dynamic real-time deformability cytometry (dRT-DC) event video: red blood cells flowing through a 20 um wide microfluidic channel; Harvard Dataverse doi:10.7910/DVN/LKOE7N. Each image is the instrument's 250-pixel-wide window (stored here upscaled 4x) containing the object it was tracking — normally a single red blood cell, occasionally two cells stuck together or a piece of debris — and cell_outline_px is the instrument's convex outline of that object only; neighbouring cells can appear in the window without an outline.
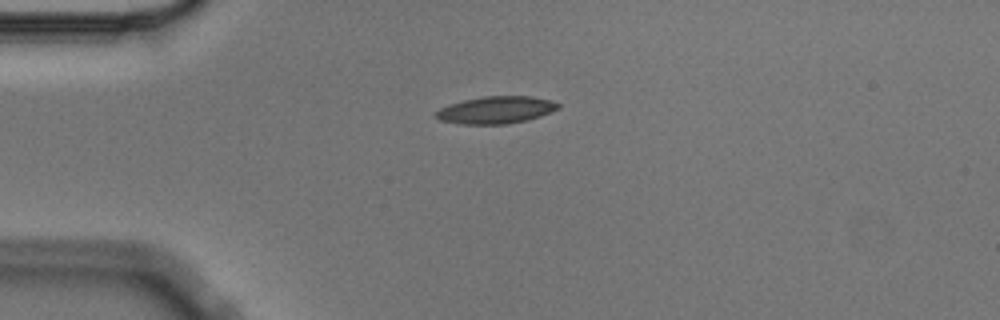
{"species": "Egyptian fruit bat (a non-hibernating species)", "species_latin": "Rousettus aegyptiacus", "temperature_condition": "cold", "stored_images_in_passage": 3, "camera_frame_rate_fps": 3000, "um_per_image_px": 0.085, "animal": {"sex": "male"}, "frame": {"image": 1, "passage_image": 1, "time_ms": 0.0, "image_size_px": [1000, 320], "cell_outline_px": [[560, 108], [540, 116], [528, 120], [508, 124], [460, 124], [440, 120], [432, 116], [432, 112], [448, 104], [464, 100], [484, 96], [532, 96], [552, 100], [560, 104]], "centroid_in_image_um": [42.12, 9.35], "position_along_channel_um": 42.9, "area_um2": 19.71}}
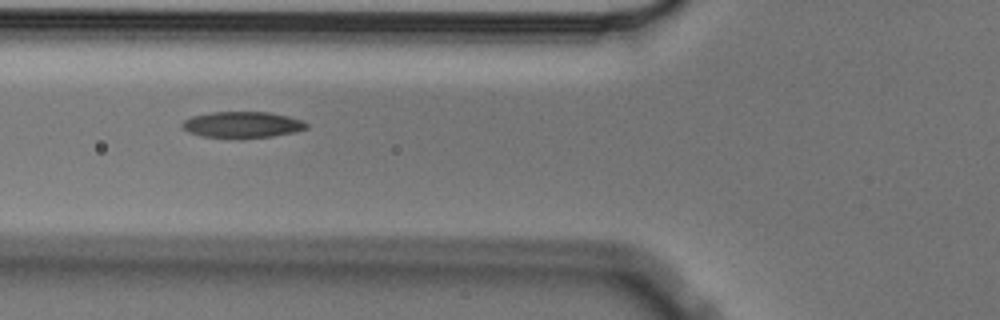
{"frame": {"image": 2, "passage_image": 3, "time_ms": 0.667, "image_size_px": [1000, 320], "cell_outline_px": [[308, 128], [296, 132], [272, 136], [240, 140], [200, 136], [188, 132], [180, 124], [184, 120], [192, 116], [212, 112], [272, 112], [288, 116], [300, 120], [308, 124]], "centroid_in_image_um": [20.59, 10.62], "position_along_channel_um": 105.2, "area_um2": 19.48}}